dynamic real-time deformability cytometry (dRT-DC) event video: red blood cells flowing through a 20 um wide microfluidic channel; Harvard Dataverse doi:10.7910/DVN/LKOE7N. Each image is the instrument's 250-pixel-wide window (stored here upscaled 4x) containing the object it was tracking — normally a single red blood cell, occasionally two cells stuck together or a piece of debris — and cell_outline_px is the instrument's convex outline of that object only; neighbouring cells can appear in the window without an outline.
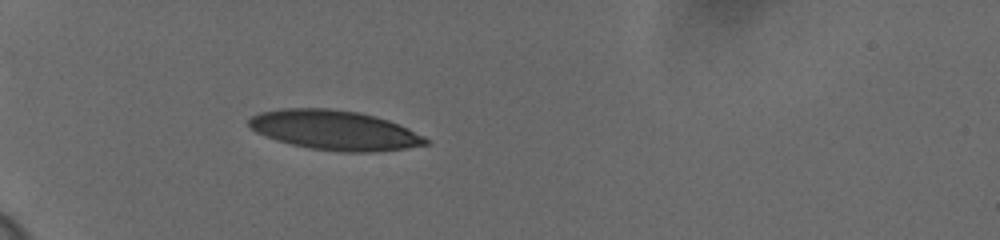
{"species": "human", "species_latin": "Homo sapiens", "temperature_condition": "cold", "stored_images_in_passage": 40, "camera_frame_rate_fps": 3000, "um_per_image_px": 0.085, "donor": {"sex": "female"}, "frame": {"image": 1, "passage_image": 1, "time_ms": 0.0, "image_size_px": [1000, 240], "cell_outline_px": [[428, 144], [404, 148], [372, 152], [344, 152], [312, 148], [292, 144], [276, 140], [264, 136], [256, 132], [248, 124], [248, 120], [252, 116], [260, 112], [280, 108], [328, 108], [360, 112], [376, 116], [388, 120], [408, 128], [424, 136], [428, 140]], "centroid_in_image_um": [28.42, 11.05], "position_along_channel_um": 56.6, "area_um2": 40.69}}
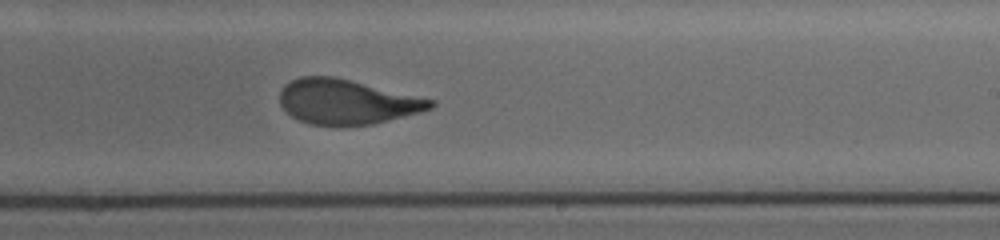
{"frame": {"image": 2, "passage_image": 20, "time_ms": 6.333, "image_size_px": [1000, 240], "cell_outline_px": [[436, 104], [432, 108], [420, 112], [372, 124], [340, 128], [312, 124], [300, 120], [292, 116], [280, 104], [280, 92], [284, 84], [300, 76], [336, 76], [436, 100]], "centroid_in_image_um": [29.49, 8.66], "position_along_channel_um": 259.5, "area_um2": 39.94}}
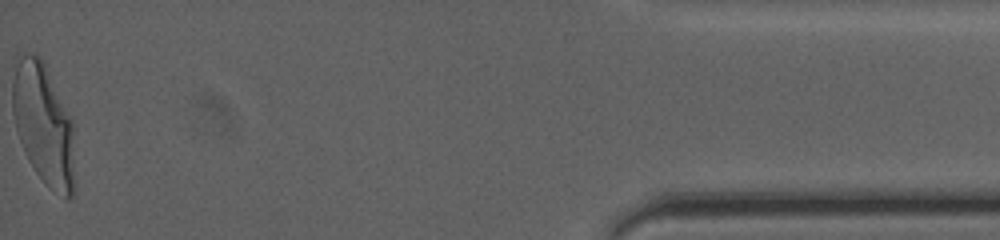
{"frame": {"image": 3, "passage_image": 40, "time_ms": 13.0, "image_size_px": [1000, 240], "cell_outline_px": [[76, 184], [72, 196], [68, 200], [48, 188], [36, 172], [28, 160], [24, 152], [16, 128], [12, 112], [12, 80], [16, 56], [28, 52], [40, 56], [44, 60], [72, 120]], "centroid_in_image_um": [3.71, 10.56], "position_along_channel_um": 431.5, "area_um2": 44.91}, "authors_computed_cell_mechanics": {"area_um2": 40.6623, "velocity_mm_per_s": 3.6317, "shape_relaxation_time_tau1_ms": 4.0097, "shape_relaxation_time_tau2_ms": 0.8608, "deformation_change_tau1": 0.1942, "deformation_change_tau2": 0.0824}}